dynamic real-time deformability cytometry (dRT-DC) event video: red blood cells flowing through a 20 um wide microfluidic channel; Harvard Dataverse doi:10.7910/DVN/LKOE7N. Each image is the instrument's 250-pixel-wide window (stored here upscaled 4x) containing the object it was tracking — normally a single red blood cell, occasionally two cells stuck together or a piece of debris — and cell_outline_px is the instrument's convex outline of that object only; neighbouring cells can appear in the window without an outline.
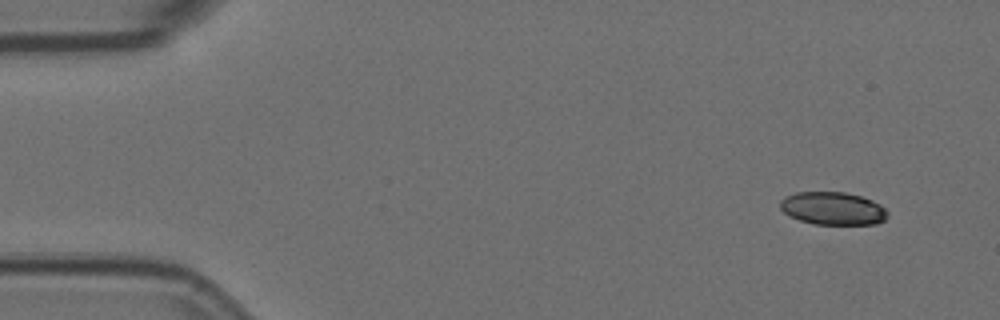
{"species": "Egyptian fruit bat (a non-hibernating species)", "species_latin": "Rousettus aegyptiacus", "temperature_condition": "room temperature", "stored_images_in_passage": 5, "segment_of_instrument_passage": [2, 2], "camera_frame_rate_fps": 3000, "um_per_image_px": 0.085, "animal": {"sex": "female"}, "frame": {"image": 1, "passage_image": 5, "time_ms": 1.333, "image_size_px": [1000, 320], "cell_outline_px": [[888, 216], [884, 220], [876, 224], [816, 224], [800, 220], [788, 216], [780, 208], [780, 200], [784, 196], [796, 192], [844, 192], [860, 196], [872, 200], [880, 204], [888, 212]], "centroid_in_image_um": [70.78, 17.71], "position_along_channel_um": 14.2, "area_um2": 20.63}}